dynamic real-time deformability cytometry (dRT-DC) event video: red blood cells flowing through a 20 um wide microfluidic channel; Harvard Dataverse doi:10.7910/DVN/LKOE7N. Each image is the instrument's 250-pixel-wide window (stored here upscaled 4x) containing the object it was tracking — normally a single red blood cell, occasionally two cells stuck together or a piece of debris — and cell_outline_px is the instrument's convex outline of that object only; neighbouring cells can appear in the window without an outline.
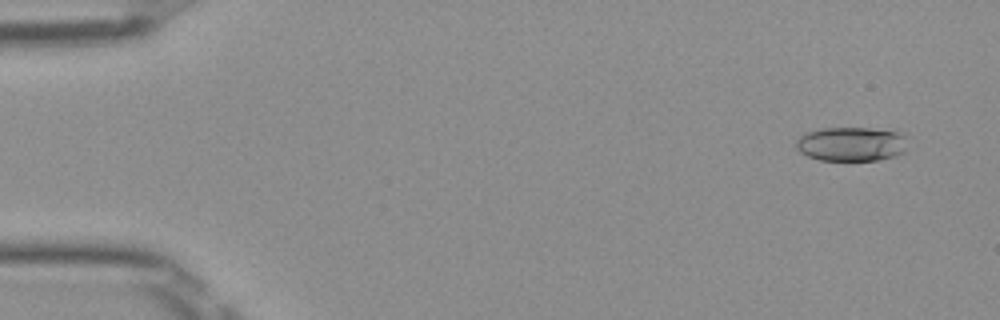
{"species": "Egyptian fruit bat (a non-hibernating species)", "species_latin": "Rousettus aegyptiacus", "temperature_condition": "room temperature", "stored_images_in_passage": 50, "camera_frame_rate_fps": 3000, "um_per_image_px": 0.085, "frame": {"image": 1, "passage_image": 2, "time_ms": 0.333, "image_size_px": [1000, 320], "cell_outline_px": [[904, 152], [896, 156], [880, 160], [820, 160], [808, 156], [800, 152], [796, 148], [796, 140], [800, 136], [808, 132], [824, 128], [868, 128], [896, 132], [904, 136]], "centroid_in_image_um": [72.32, 12.25], "position_along_channel_um": 12.7, "area_um2": 21.96}}
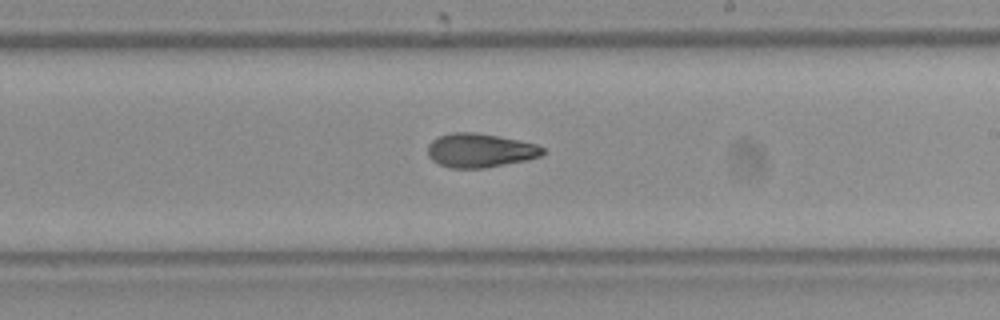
{"frame": {"image": 2, "passage_image": 29, "time_ms": 9.333, "image_size_px": [1000, 320], "cell_outline_px": [[544, 152], [540, 156], [528, 160], [484, 168], [448, 168], [432, 160], [428, 156], [428, 144], [432, 140], [440, 136], [452, 132], [476, 132], [536, 144], [544, 148]], "centroid_in_image_um": [40.78, 12.79], "position_along_channel_um": 248.2, "area_um2": 22.66}}
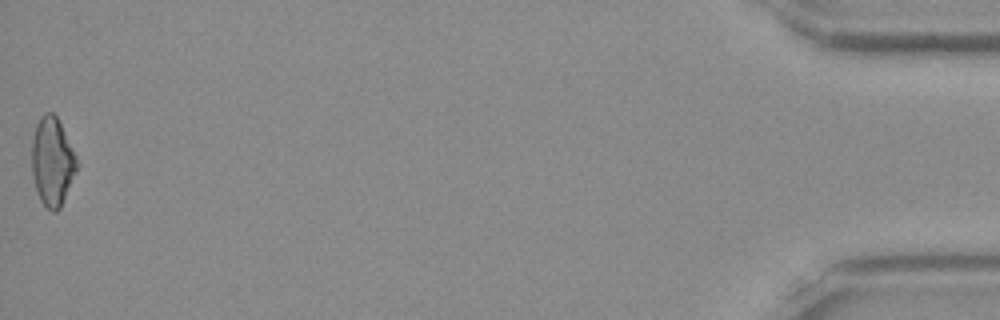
{"frame": {"image": 3, "passage_image": 50, "time_ms": 16.333, "image_size_px": [1000, 320], "cell_outline_px": [[80, 164], [60, 208], [56, 212], [52, 212], [40, 200], [36, 188], [32, 172], [32, 140], [36, 124], [40, 116], [44, 112], [52, 112], [56, 116]], "centroid_in_image_um": [4.45, 13.74], "position_along_channel_um": 430.7, "area_um2": 23.12}, "authors_computed_cell_mechanics": {"area_um2": 22.542, "velocity_mm_per_s": 3.982, "shape_relaxation_time_tau1_ms": 8.0585, "shape_relaxation_time_tau2_ms": 4.1046, "deformation_change_tau1": 0.2042, "deformation_change_tau2": 0.1126}}